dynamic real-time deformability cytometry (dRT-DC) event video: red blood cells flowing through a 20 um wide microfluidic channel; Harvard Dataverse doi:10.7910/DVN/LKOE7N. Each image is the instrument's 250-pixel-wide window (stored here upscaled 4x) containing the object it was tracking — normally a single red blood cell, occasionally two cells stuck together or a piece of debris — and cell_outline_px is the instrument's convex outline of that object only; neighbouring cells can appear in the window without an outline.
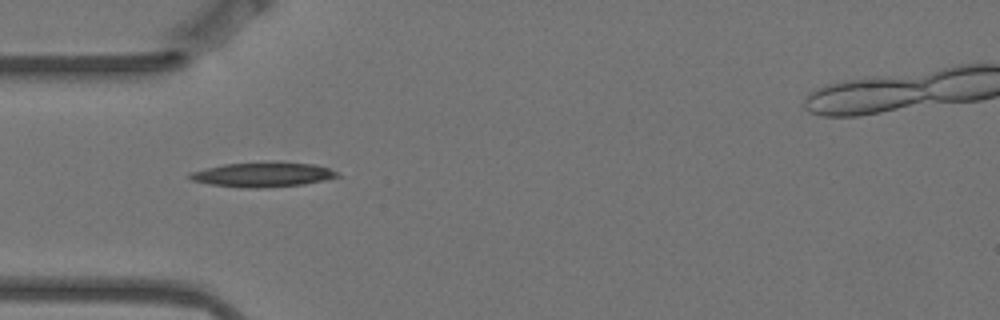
{"species": "Egyptian fruit bat (a non-hibernating species)", "species_latin": "Rousettus aegyptiacus", "temperature_condition": "warm", "stored_images_in_passage": 2, "camera_frame_rate_fps": 3000, "um_per_image_px": 0.085, "animal": {"sex": "female"}, "frame": {"image": 1, "passage_image": 1, "time_ms": 0.0, "image_size_px": [1000, 320], "cell_outline_px": [[344, 176], [304, 184], [256, 188], [248, 188], [212, 184], [192, 180], [188, 176], [188, 172], [224, 164], [316, 164], [340, 172]], "centroid_in_image_um": [22.38, 14.87], "position_along_channel_um": 62.6, "area_um2": 20.35}}
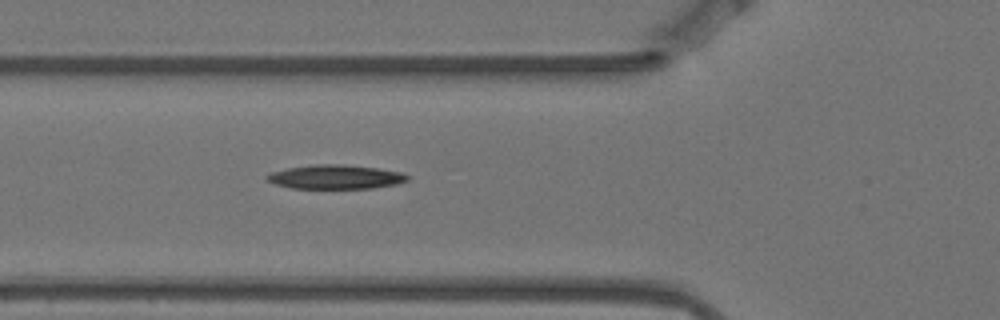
{"frame": {"image": 2, "passage_image": 2, "time_ms": 0.333, "image_size_px": [1000, 320], "cell_outline_px": [[412, 176], [408, 180], [396, 184], [372, 188], [292, 188], [276, 184], [264, 180], [264, 176], [272, 172], [288, 168], [316, 164], [340, 164], [376, 168], [400, 172]], "centroid_in_image_um": [28.51, 15.04], "position_along_channel_um": 97.3, "area_um2": 19.65}}